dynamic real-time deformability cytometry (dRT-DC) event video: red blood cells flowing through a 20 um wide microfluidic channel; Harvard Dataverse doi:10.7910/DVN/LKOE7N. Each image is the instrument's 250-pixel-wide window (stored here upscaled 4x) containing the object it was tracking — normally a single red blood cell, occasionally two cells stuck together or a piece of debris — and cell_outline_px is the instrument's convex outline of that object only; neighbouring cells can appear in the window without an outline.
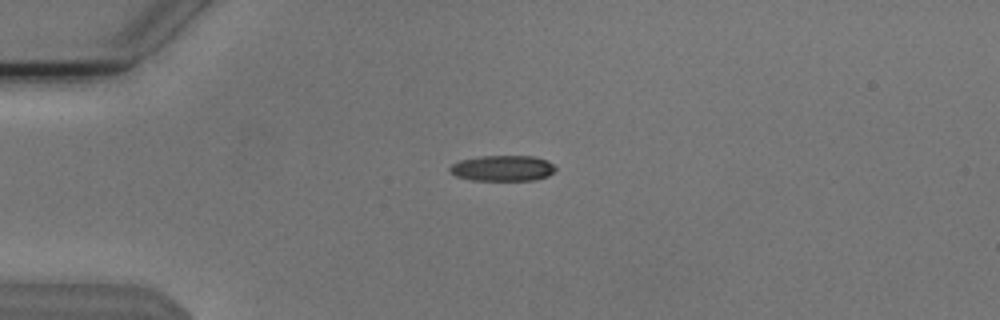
{"species": "Egyptian fruit bat (a non-hibernating species)", "species_latin": "Rousettus aegyptiacus", "temperature_condition": "cold", "stored_images_in_passage": 23, "camera_frame_rate_fps": 3000, "um_per_image_px": 0.085, "animal": {"sex": "male"}, "frame": {"image": 1, "passage_image": 1, "time_ms": 0.0, "image_size_px": [1000, 320], "cell_outline_px": [[556, 168], [548, 176], [536, 180], [472, 180], [456, 176], [448, 168], [452, 164], [460, 160], [484, 156], [536, 156], [548, 160]], "centroid_in_image_um": [42.75, 14.29], "position_along_channel_um": 42.3, "area_um2": 15.78}}
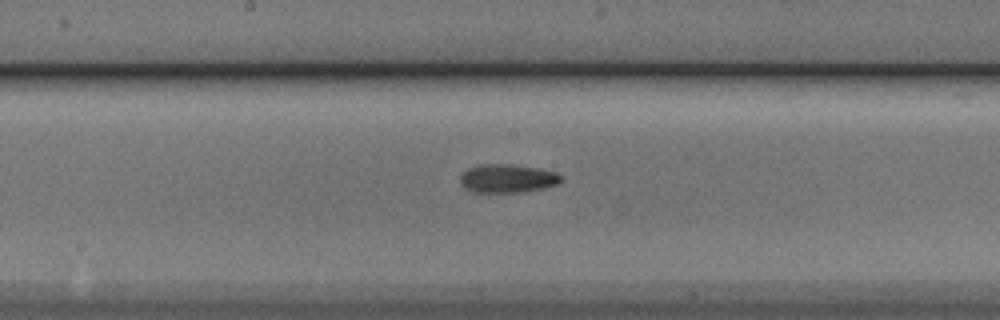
{"frame": {"image": 2, "passage_image": 16, "time_ms": 5.0, "image_size_px": [1000, 320], "cell_outline_px": [[560, 184], [544, 188], [520, 192], [472, 192], [464, 188], [460, 184], [460, 176], [468, 168], [480, 164], [512, 164], [536, 168], [556, 172], [560, 176]], "centroid_in_image_um": [43.1, 15.17], "position_along_channel_um": 205.1, "area_um2": 16.76}}
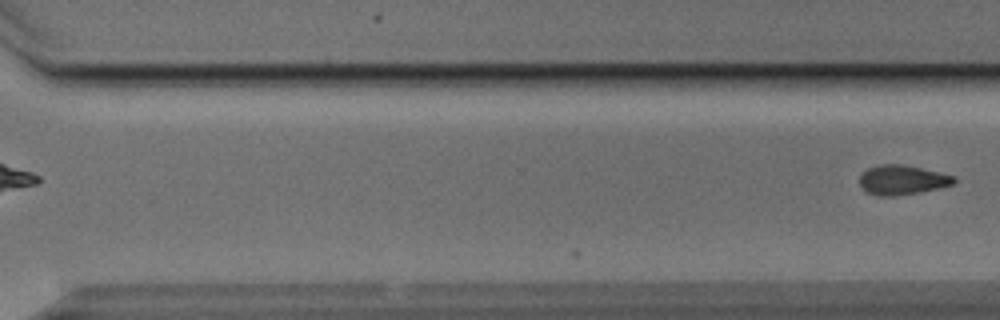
{"frame": {"image": 3, "passage_image": 23, "time_ms": 7.333, "image_size_px": [1000, 320], "cell_outline_px": [[956, 180], [952, 184], [920, 192], [892, 196], [880, 196], [868, 192], [860, 184], [860, 176], [868, 168], [880, 164], [900, 164], [920, 168], [956, 176]], "centroid_in_image_um": [76.68, 15.29], "position_along_channel_um": 293.9, "area_um2": 15.9}}